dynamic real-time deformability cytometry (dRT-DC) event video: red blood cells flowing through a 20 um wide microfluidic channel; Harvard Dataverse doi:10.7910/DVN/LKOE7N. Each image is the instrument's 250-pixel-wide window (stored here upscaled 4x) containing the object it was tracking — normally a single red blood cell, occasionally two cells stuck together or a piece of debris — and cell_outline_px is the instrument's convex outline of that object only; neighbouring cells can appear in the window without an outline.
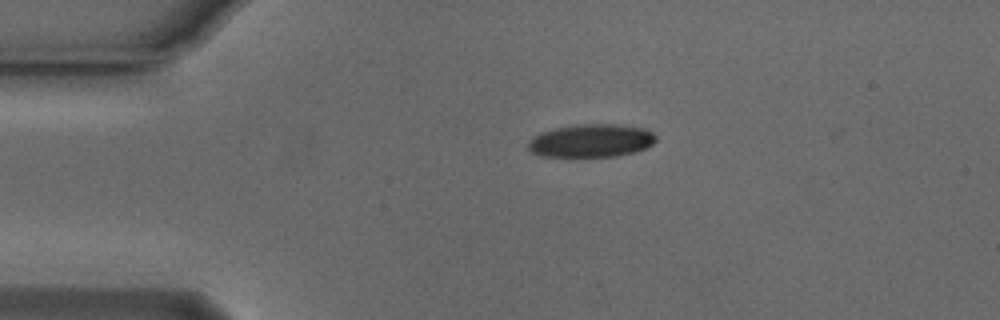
{"species": "Egyptian fruit bat (a non-hibernating species)", "species_latin": "Rousettus aegyptiacus", "temperature_condition": "cold", "stored_images_in_passage": 44, "camera_frame_rate_fps": 3000, "um_per_image_px": 0.085, "animal": {"sex": "male"}, "frame": {"image": 1, "passage_image": 1, "time_ms": 0.0, "image_size_px": [1000, 320], "cell_outline_px": [[656, 140], [652, 144], [644, 148], [632, 152], [612, 156], [540, 156], [532, 152], [528, 148], [528, 140], [532, 136], [540, 132], [556, 128], [576, 124], [620, 124], [644, 128], [652, 132], [656, 136]], "centroid_in_image_um": [50.22, 11.94], "position_along_channel_um": 34.8, "area_um2": 24.57}}
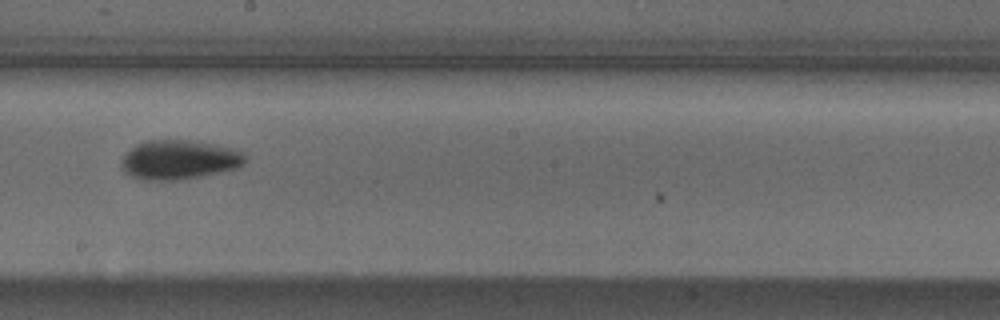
{"frame": {"image": 2, "passage_image": 20, "time_ms": 6.333, "image_size_px": [1000, 320], "cell_outline_px": [[244, 164], [236, 168], [200, 176], [172, 180], [140, 180], [132, 176], [120, 168], [120, 160], [136, 144], [148, 140], [196, 140], [236, 148], [244, 152]], "centroid_in_image_um": [15.22, 13.56], "position_along_channel_um": 233.0, "area_um2": 28.44}}
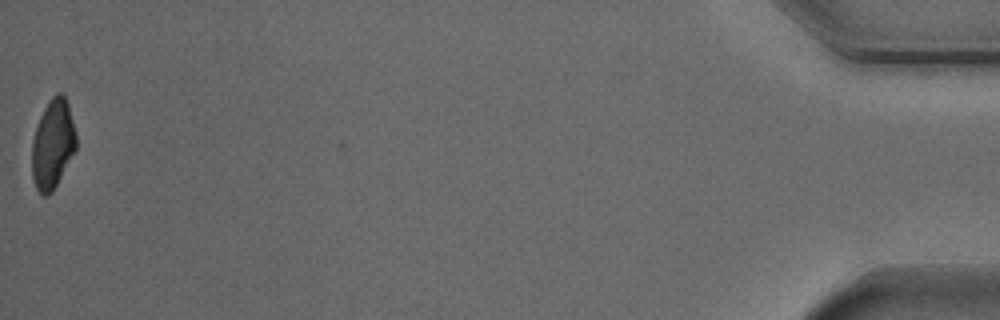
{"frame": {"image": 3, "passage_image": 44, "time_ms": 14.333, "image_size_px": [1000, 320], "cell_outline_px": [[76, 148], [52, 192], [48, 196], [44, 196], [36, 188], [32, 176], [32, 140], [40, 116], [44, 108], [52, 96], [56, 92], [60, 92], [64, 96], [68, 104], [76, 132]], "centroid_in_image_um": [4.48, 12.24], "position_along_channel_um": 430.7, "area_um2": 22.77}, "authors_computed_cell_mechanics": {"area_um2": 25.9233, "velocity_mm_per_s": 3.7582, "shape_relaxation_time_tau1_ms": 3.2574, "shape_relaxation_time_tau2_ms": null, "deformation_change_tau1": 0.1126, "deformation_change_tau2": null}}